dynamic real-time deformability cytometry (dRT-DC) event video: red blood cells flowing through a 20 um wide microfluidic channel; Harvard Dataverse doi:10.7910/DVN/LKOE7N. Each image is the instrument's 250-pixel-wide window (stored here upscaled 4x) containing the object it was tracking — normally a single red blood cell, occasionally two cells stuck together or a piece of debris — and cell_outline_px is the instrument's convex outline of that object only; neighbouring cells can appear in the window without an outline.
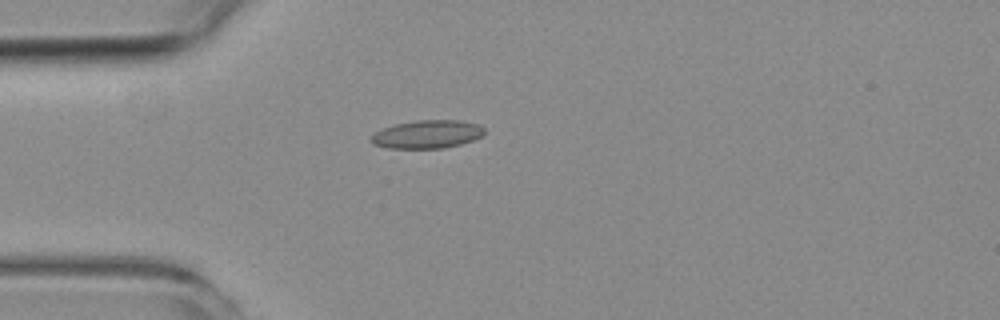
{"species": "common noctule bat (a hibernating species)", "species_latin": "Nyctalus noctula", "temperature_condition": "room temperature", "stored_images_in_passage": 1, "camera_frame_rate_fps": 3000, "um_per_image_px": 0.085, "animal": {"sex": "female", "body_mass_g": 19.3, "forearm_length_mm": 54.1}, "frame": {"image": 1, "passage_image": 1, "time_ms": 0.0, "image_size_px": [1000, 320], "cell_outline_px": [[484, 136], [460, 144], [444, 148], [388, 148], [372, 144], [368, 140], [376, 132], [384, 128], [396, 124], [416, 120], [460, 120], [480, 124], [484, 128]], "centroid_in_image_um": [36.33, 11.41], "position_along_channel_um": 48.7, "area_um2": 18.67}}